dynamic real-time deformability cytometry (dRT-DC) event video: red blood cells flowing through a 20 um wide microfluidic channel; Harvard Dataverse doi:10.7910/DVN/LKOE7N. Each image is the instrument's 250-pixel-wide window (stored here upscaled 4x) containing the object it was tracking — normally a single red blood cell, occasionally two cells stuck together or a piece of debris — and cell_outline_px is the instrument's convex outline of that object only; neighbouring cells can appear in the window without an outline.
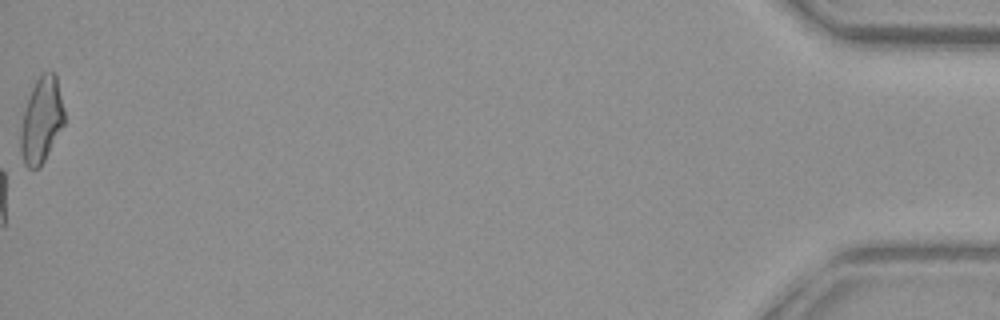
{"species": "common noctule bat (a hibernating species)", "species_latin": "Nyctalus noctula", "temperature_condition": "warm", "stored_images_in_passage": 51, "camera_frame_rate_fps": 3000, "um_per_image_px": 0.085, "animal": {"sex": "female", "body_mass_g": 29.2, "forearm_length_mm": 56.3}, "frame": {"image": 1, "passage_image": 51, "time_ms": 16.667, "image_size_px": [1000, 320], "cell_outline_px": [[64, 124], [40, 168], [28, 168], [24, 164], [20, 152], [20, 132], [24, 112], [28, 96], [36, 80], [44, 72], [52, 72], [56, 76], [64, 108]], "centroid_in_image_um": [3.51, 10.24], "position_along_channel_um": 431.7, "area_um2": 21.62}}